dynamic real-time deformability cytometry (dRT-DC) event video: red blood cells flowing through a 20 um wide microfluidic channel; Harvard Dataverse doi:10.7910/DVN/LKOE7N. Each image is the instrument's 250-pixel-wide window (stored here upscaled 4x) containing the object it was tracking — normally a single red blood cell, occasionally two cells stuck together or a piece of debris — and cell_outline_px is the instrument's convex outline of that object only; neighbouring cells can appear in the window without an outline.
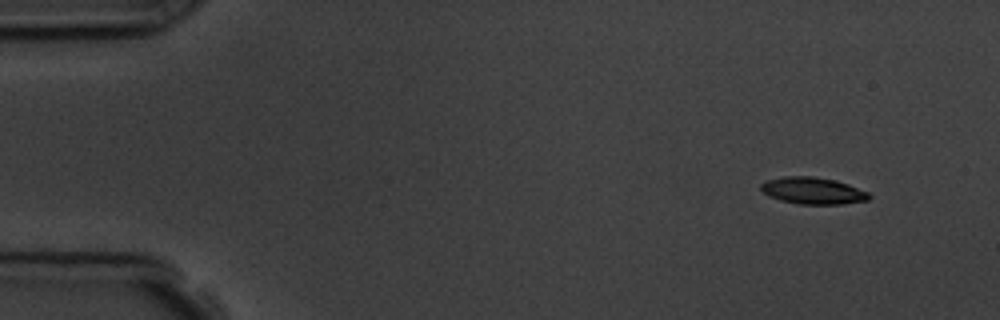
{"species": "common noctule bat (a hibernating species)", "species_latin": "Nyctalus noctula", "temperature_condition": "room temperature", "stored_images_in_passage": 4, "camera_frame_rate_fps": 3000, "um_per_image_px": 0.085, "animal": {"sex": "male", "body_mass_g": 19.5, "forearm_length_mm": 54.6}, "frame": {"image": 1, "passage_image": 1, "time_ms": 0.0, "image_size_px": [1000, 320], "cell_outline_px": [[872, 196], [868, 200], [840, 204], [800, 204], [780, 200], [768, 196], [760, 188], [760, 184], [768, 180], [784, 176], [812, 176], [836, 180], [848, 184], [868, 192]], "centroid_in_image_um": [69.1, 16.21], "position_along_channel_um": 15.9, "area_um2": 16.88}}
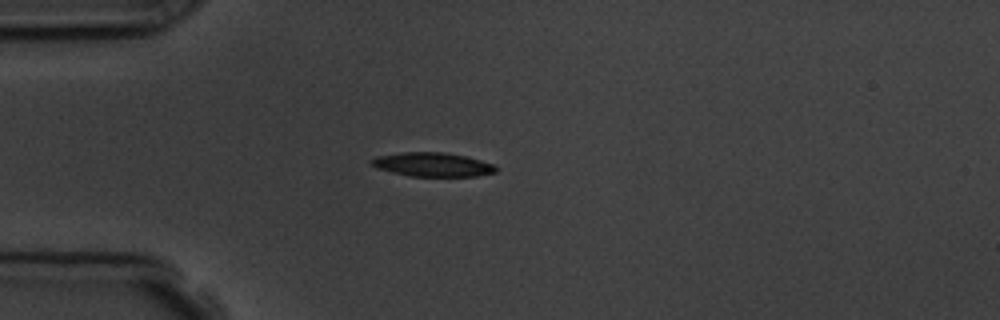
{"frame": {"image": 2, "passage_image": 4, "time_ms": 3.333, "image_size_px": [1000, 320], "cell_outline_px": [[500, 168], [496, 172], [476, 176], [412, 176], [392, 172], [376, 168], [372, 164], [372, 160], [376, 156], [400, 152], [444, 152], [464, 156], [480, 160], [492, 164]], "centroid_in_image_um": [36.78, 13.98], "position_along_channel_um": 48.2, "area_um2": 17.28}}